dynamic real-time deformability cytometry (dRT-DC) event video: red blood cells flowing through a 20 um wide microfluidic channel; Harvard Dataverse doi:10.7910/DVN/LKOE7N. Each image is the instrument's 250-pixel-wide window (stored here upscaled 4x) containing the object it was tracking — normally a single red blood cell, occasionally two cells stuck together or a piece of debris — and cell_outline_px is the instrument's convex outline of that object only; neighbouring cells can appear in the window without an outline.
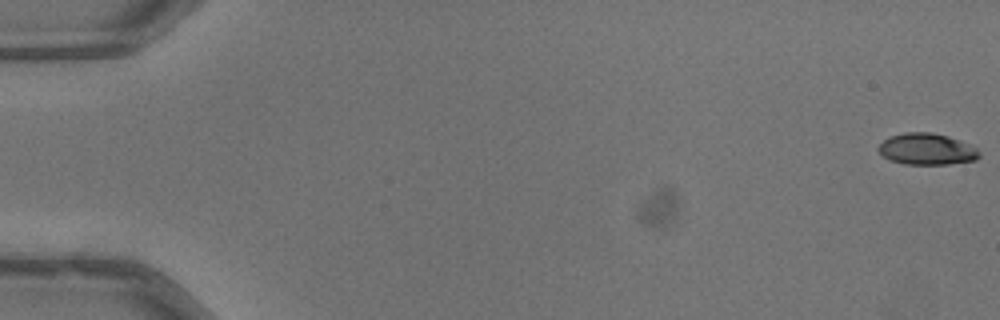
{"species": "common noctule bat (a hibernating species)", "species_latin": "Nyctalus noctula", "temperature_condition": "warm", "stored_images_in_passage": 53, "camera_frame_rate_fps": 3000, "um_per_image_px": 0.085, "animal": {"sex": "male", "body_mass_g": 13.3}, "frame": {"image": 1, "passage_image": 1, "time_ms": 0.0, "image_size_px": [1000, 320], "cell_outline_px": [[980, 156], [976, 160], [948, 164], [904, 164], [888, 160], [876, 148], [884, 140], [892, 136], [904, 132], [928, 132], [948, 136], [968, 144], [976, 148], [980, 152]], "centroid_in_image_um": [78.77, 12.68], "position_along_channel_um": 6.2, "area_um2": 18.38}}
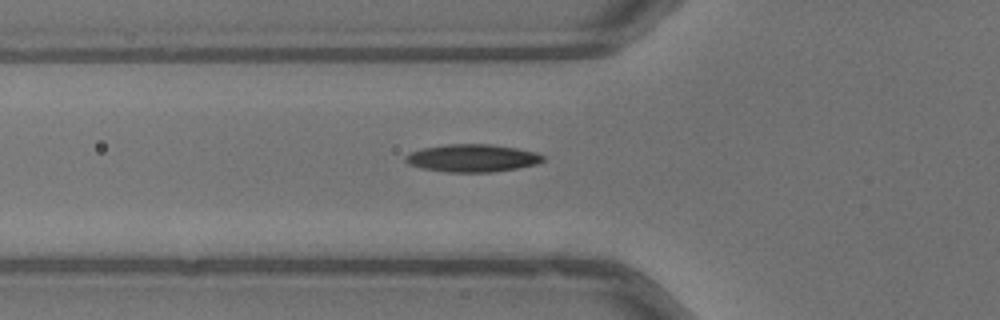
{"frame": {"image": 2, "passage_image": 20, "time_ms": 6.333, "image_size_px": [1000, 320], "cell_outline_px": [[544, 160], [536, 164], [516, 168], [492, 172], [448, 172], [420, 168], [408, 164], [404, 160], [404, 156], [408, 152], [420, 148], [448, 144], [492, 144], [516, 148], [536, 152], [544, 156]], "centroid_in_image_um": [40.09, 13.43], "position_along_channel_um": 85.7, "area_um2": 22.31}}
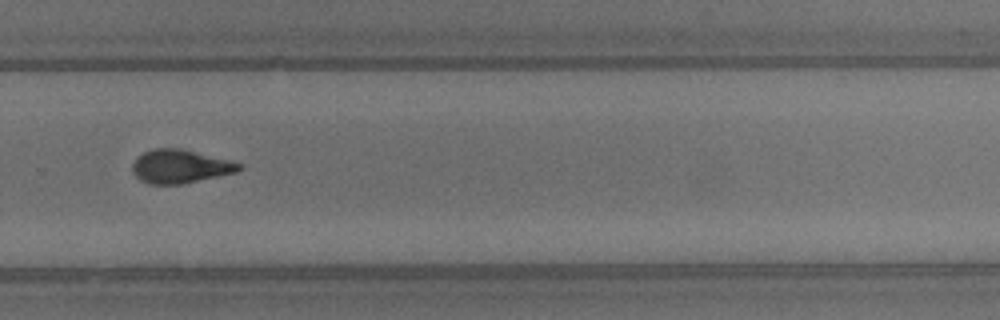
{"frame": {"image": 3, "passage_image": 37, "time_ms": 12.0, "image_size_px": [1000, 320], "cell_outline_px": [[244, 168], [236, 172], [184, 184], [148, 184], [140, 180], [132, 172], [132, 164], [136, 156], [152, 148], [180, 148], [240, 164]], "centroid_in_image_um": [15.24, 14.16], "position_along_channel_um": 314.6, "area_um2": 20.69}, "authors_computed_cell_mechanics": {"area_um2": 20.3456, "velocity_mm_per_s": 4.0277, "shape_relaxation_time_tau1_ms": 3.8441, "shape_relaxation_time_tau2_ms": 2.7941, "deformation_change_tau1": 0.1525, "deformation_change_tau2": 0.1058}}